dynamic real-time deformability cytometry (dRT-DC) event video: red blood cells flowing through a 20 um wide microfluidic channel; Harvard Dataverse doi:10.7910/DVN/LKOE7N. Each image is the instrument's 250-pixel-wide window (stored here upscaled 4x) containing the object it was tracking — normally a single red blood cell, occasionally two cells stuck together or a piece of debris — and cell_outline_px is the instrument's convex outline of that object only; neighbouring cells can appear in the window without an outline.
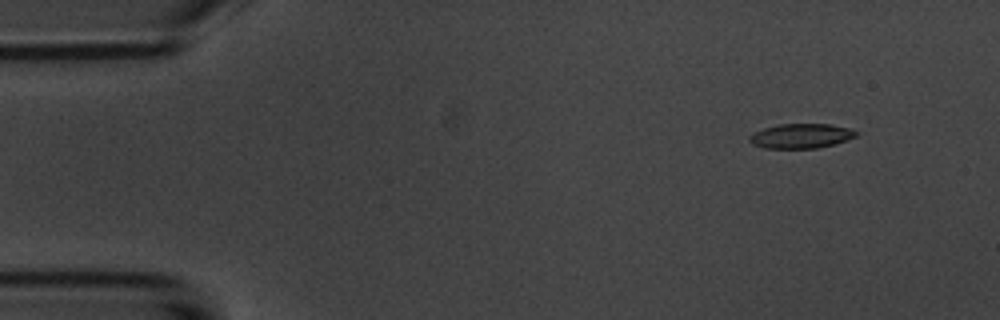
{"species": "common noctule bat (a hibernating species)", "species_latin": "Nyctalus noctula", "temperature_condition": "room temperature", "stored_images_in_passage": 4, "camera_frame_rate_fps": 3000, "um_per_image_px": 0.085, "animal": {"sex": "male", "body_mass_g": 20.1, "forearm_length_mm": 53.5}, "frame": {"image": 1, "passage_image": 1, "time_ms": 0.0, "image_size_px": [1000, 320], "cell_outline_px": [[860, 132], [856, 136], [832, 144], [816, 148], [764, 148], [752, 144], [748, 140], [748, 136], [752, 132], [764, 128], [780, 124], [828, 124], [848, 128]], "centroid_in_image_um": [68.02, 11.55], "position_along_channel_um": 17.0, "area_um2": 15.2}}
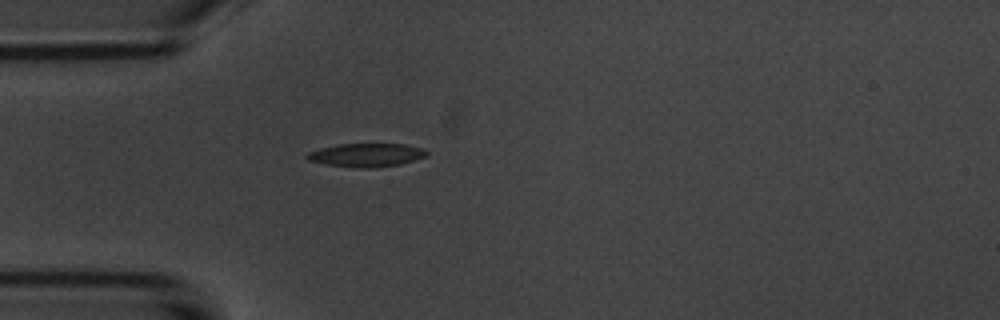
{"frame": {"image": 2, "passage_image": 4, "time_ms": 3.333, "image_size_px": [1000, 320], "cell_outline_px": [[428, 152], [424, 156], [400, 164], [372, 168], [356, 168], [324, 164], [308, 160], [304, 156], [308, 152], [320, 148], [340, 144], [404, 144], [424, 148]], "centroid_in_image_um": [31.1, 13.18], "position_along_channel_um": 53.9, "area_um2": 16.3}}